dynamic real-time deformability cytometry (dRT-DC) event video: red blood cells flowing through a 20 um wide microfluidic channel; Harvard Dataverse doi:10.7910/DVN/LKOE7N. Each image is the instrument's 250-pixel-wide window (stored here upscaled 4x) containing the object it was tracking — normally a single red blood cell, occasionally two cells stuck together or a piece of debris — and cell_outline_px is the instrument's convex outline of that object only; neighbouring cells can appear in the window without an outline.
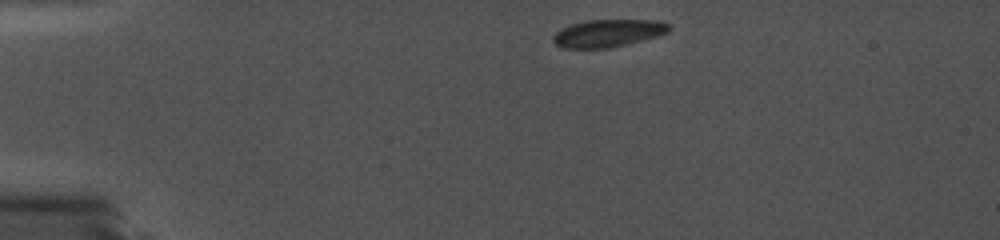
{"species": "common noctule bat (a hibernating species)", "species_latin": "Nyctalus noctula", "temperature_condition": "cold", "stored_images_in_passage": 29, "camera_frame_rate_fps": 5000, "um_per_image_px": 0.085, "animal": {"sex": "female", "body_mass_g": 19.0, "forearm_length_mm": 56.7}, "frame": {"image": 1, "passage_image": 1, "time_ms": 0.0, "image_size_px": [1000, 240], "cell_outline_px": [[672, 28], [668, 32], [656, 36], [608, 48], [564, 48], [556, 44], [552, 40], [552, 36], [556, 32], [572, 24], [588, 20], [660, 20], [672, 24]], "centroid_in_image_um": [51.72, 2.81], "position_along_channel_um": 33.3, "area_um2": 18.44}}
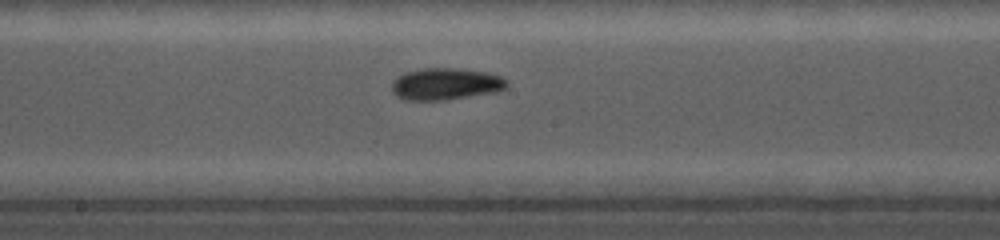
{"frame": {"image": 2, "passage_image": 19, "time_ms": 3.6, "image_size_px": [1000, 240], "cell_outline_px": [[508, 84], [504, 88], [496, 92], [444, 100], [404, 100], [396, 96], [392, 92], [392, 80], [404, 72], [424, 68], [456, 68], [488, 72], [500, 76], [508, 80]], "centroid_in_image_um": [37.86, 7.13], "position_along_channel_um": 210.3, "area_um2": 21.5}}
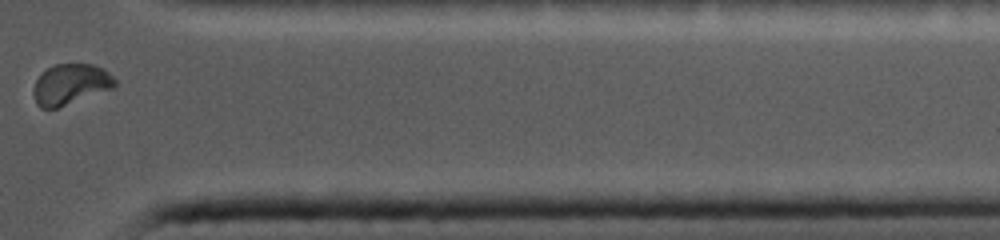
{"frame": {"image": 3, "passage_image": 28, "time_ms": 5.4, "image_size_px": [1000, 240], "cell_outline_px": [[116, 84], [112, 88], [56, 108], [40, 108], [36, 104], [32, 92], [32, 88], [36, 80], [48, 68], [56, 64], [92, 64], [104, 68], [116, 80]], "centroid_in_image_um": [5.97, 7.16], "position_along_channel_um": 405.4, "area_um2": 19.07}}